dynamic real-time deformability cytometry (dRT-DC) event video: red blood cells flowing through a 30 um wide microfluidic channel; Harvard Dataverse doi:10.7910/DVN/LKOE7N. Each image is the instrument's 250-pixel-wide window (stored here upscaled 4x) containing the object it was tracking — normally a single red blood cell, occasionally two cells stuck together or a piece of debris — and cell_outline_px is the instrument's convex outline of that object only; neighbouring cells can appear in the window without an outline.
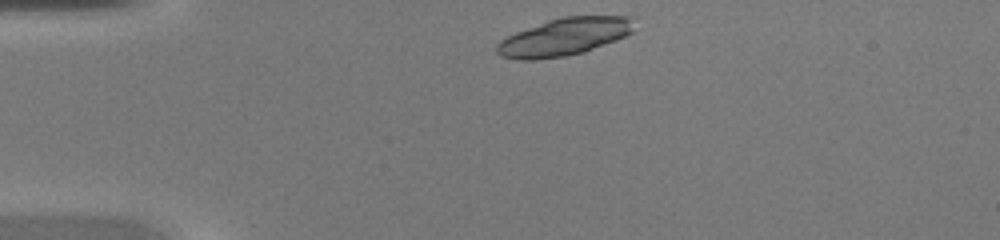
{"species": "common noctule bat (a hibernating species)", "species_latin": "Nyctalus noctula", "temperature_condition": "warm", "stored_images_in_passage": 36, "camera_frame_rate_fps": 3000, "um_per_image_px": 0.085, "animal": {"sex": "female", "body_mass_g": 20.0, "forearm_length_mm": 54.0}, "frame": {"image": 1, "passage_image": 1, "time_ms": 0.0, "image_size_px": [1000, 240], "cell_outline_px": [[636, 16], [632, 32], [616, 40], [584, 52], [564, 56], [536, 60], [520, 60], [500, 56], [496, 52], [496, 44], [500, 40], [516, 32], [548, 20], [560, 16]], "centroid_in_image_um": [47.97, 3.13], "position_along_channel_um": 37.0, "area_um2": 30.17}}